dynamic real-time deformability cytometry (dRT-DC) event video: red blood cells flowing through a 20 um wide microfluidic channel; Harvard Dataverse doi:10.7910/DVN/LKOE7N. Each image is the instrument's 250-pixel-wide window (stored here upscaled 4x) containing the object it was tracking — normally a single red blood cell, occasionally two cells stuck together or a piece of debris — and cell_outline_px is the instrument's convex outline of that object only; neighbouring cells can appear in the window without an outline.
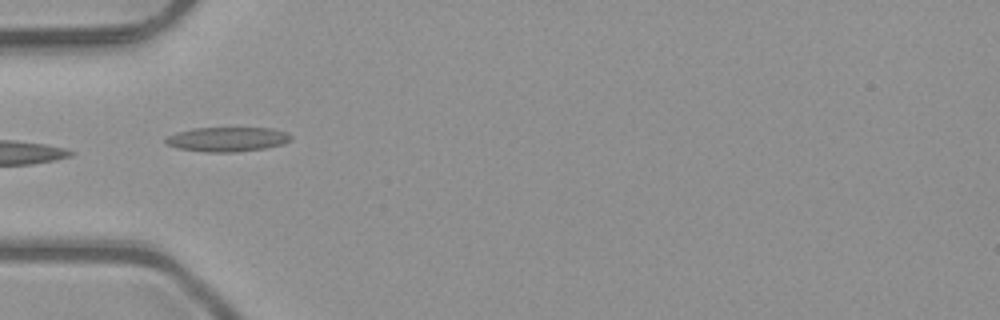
{"species": "common noctule bat (a hibernating species)", "species_latin": "Nyctalus noctula", "temperature_condition": "room temperature", "stored_images_in_passage": 5, "camera_frame_rate_fps": 3000, "um_per_image_px": 0.085, "animal": {"sex": "male", "body_mass_g": 23.1, "forearm_length_mm": 52.7}, "frame": {"image": 1, "passage_image": 5, "time_ms": 1.333, "image_size_px": [1000, 320], "cell_outline_px": [[292, 140], [284, 144], [264, 148], [236, 152], [208, 152], [180, 148], [168, 144], [164, 140], [168, 136], [176, 132], [192, 128], [272, 128], [288, 132], [292, 136]], "centroid_in_image_um": [19.38, 11.83], "position_along_channel_um": 65.6, "area_um2": 17.86}}